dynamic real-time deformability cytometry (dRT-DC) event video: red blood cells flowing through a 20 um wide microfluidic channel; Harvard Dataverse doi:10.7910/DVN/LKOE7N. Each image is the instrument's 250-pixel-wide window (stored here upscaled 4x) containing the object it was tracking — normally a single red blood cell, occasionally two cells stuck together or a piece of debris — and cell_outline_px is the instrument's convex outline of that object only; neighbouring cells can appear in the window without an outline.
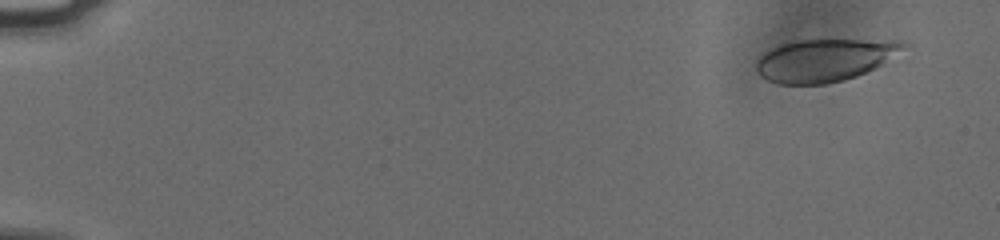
{"species": "human", "species_latin": "Homo sapiens", "temperature_condition": "cold", "stored_images_in_passage": 44, "camera_frame_rate_fps": 3000, "um_per_image_px": 0.085, "donor": {"sex": "male"}, "frame": {"image": 1, "passage_image": 1, "time_ms": 0.0, "image_size_px": [1000, 240], "cell_outline_px": [[908, 44], [880, 64], [856, 76], [844, 80], [824, 84], [776, 84], [760, 76], [756, 68], [756, 60], [764, 52], [772, 48], [784, 44], [800, 40], [896, 40]], "centroid_in_image_um": [70.0, 5.12], "position_along_channel_um": 15.0, "area_um2": 35.78}}
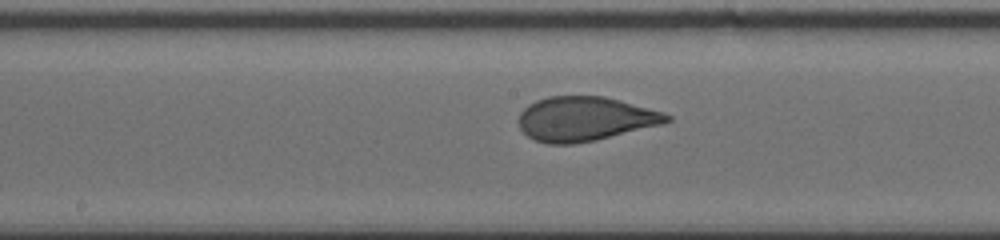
{"frame": {"image": 2, "passage_image": 19, "time_ms": 6.0, "image_size_px": [1000, 240], "cell_outline_px": [[672, 120], [660, 124], [596, 140], [572, 144], [548, 144], [536, 140], [528, 136], [520, 128], [520, 112], [528, 104], [536, 100], [548, 96], [604, 96], [664, 112], [672, 116]], "centroid_in_image_um": [49.71, 10.09], "position_along_channel_um": 198.5, "area_um2": 37.97}}
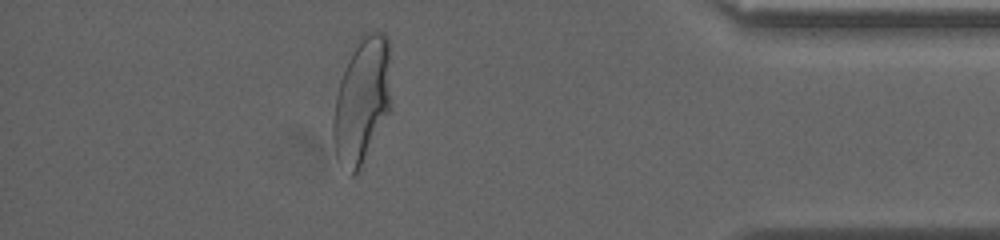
{"frame": {"image": 3, "passage_image": 38, "time_ms": 12.333, "image_size_px": [1000, 240], "cell_outline_px": [[392, 108], [360, 168], [352, 176], [336, 156], [332, 136], [332, 120], [336, 96], [340, 80], [348, 60], [360, 36], [364, 32], [384, 32], [388, 36]], "centroid_in_image_um": [30.79, 8.52], "position_along_channel_um": 404.4, "area_um2": 42.71}, "authors_computed_cell_mechanics": {"area_um2": 38.3503, "velocity_mm_per_s": 3.7779, "shape_relaxation_time_tau1_ms": 4.8168, "shape_relaxation_time_tau2_ms": null, "deformation_change_tau1": 0.1667, "deformation_change_tau2": null}}